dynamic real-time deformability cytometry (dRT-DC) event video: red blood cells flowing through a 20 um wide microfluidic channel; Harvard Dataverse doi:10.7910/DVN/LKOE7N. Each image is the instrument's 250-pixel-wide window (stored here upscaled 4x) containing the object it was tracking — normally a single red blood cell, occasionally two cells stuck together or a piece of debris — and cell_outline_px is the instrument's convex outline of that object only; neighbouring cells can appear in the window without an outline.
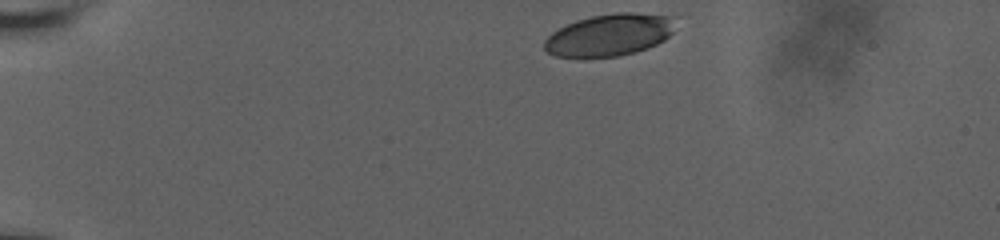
{"species": "human", "species_latin": "Homo sapiens", "temperature_condition": "room temperature", "stored_images_in_passage": 40, "camera_frame_rate_fps": 3000, "um_per_image_px": 0.085, "donor": {"sex": "male"}, "frame": {"image": 1, "passage_image": 1, "time_ms": 0.0, "image_size_px": [1000, 240], "cell_outline_px": [[672, 32], [664, 40], [648, 48], [620, 56], [556, 56], [548, 52], [544, 48], [544, 40], [552, 32], [576, 20], [592, 16], [616, 12], [632, 12], [672, 16]], "centroid_in_image_um": [51.79, 2.96], "position_along_channel_um": 33.2, "area_um2": 31.62}}
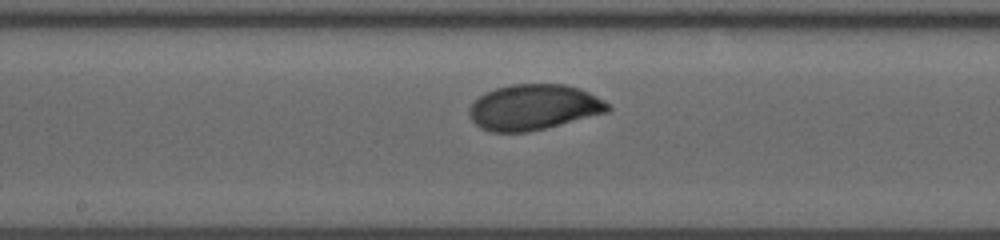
{"frame": {"image": 2, "passage_image": 22, "time_ms": 7.0, "image_size_px": [1000, 240], "cell_outline_px": [[612, 108], [608, 112], [528, 132], [488, 132], [480, 128], [472, 120], [468, 112], [468, 108], [484, 92], [508, 84], [564, 84], [580, 88], [604, 100]], "centroid_in_image_um": [45.34, 9.11], "position_along_channel_um": 202.9, "area_um2": 36.82}}
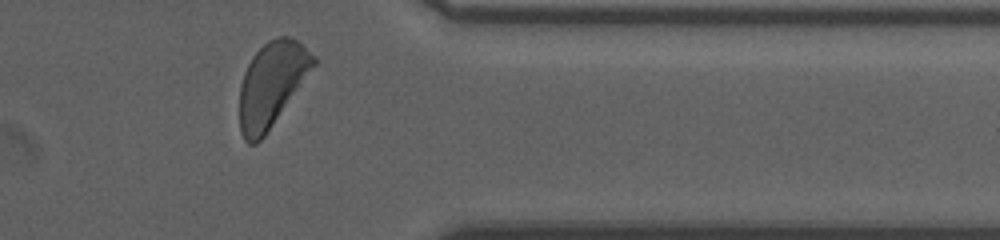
{"frame": {"image": 3, "passage_image": 38, "time_ms": 12.333, "image_size_px": [1000, 240], "cell_outline_px": [[316, 64], [264, 136], [256, 144], [248, 144], [244, 140], [240, 132], [240, 84], [244, 72], [252, 56], [268, 40], [276, 36], [288, 36], [296, 40], [316, 56]], "centroid_in_image_um": [23.08, 7.15], "position_along_channel_um": 388.3, "area_um2": 36.07}, "authors_computed_cell_mechanics": {"area_um2": 35.8649, "velocity_mm_per_s": 3.6273, "shape_relaxation_time_tau1_ms": 2.0644, "shape_relaxation_time_tau2_ms": null, "deformation_change_tau1": 0.1315, "deformation_change_tau2": null}}